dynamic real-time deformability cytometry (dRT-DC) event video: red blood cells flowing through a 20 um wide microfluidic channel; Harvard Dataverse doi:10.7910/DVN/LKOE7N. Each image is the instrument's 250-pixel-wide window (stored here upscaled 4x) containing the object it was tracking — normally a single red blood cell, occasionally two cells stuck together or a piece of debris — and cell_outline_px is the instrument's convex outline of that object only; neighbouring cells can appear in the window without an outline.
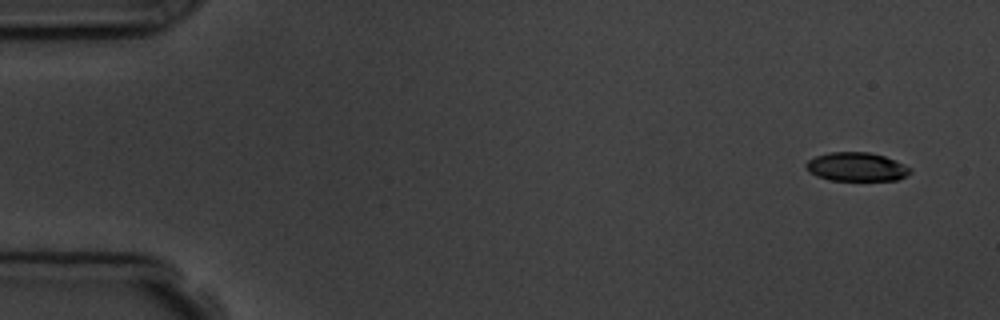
{"species": "common noctule bat (a hibernating species)", "species_latin": "Nyctalus noctula", "temperature_condition": "room temperature", "stored_images_in_passage": 5, "camera_frame_rate_fps": 3000, "um_per_image_px": 0.085, "animal": {"sex": "male", "body_mass_g": 19.5, "forearm_length_mm": 54.6}, "frame": {"image": 1, "passage_image": 1, "time_ms": 0.0, "image_size_px": [1000, 320], "cell_outline_px": [[912, 172], [896, 180], [832, 180], [816, 176], [804, 168], [804, 164], [808, 160], [816, 156], [828, 152], [868, 152], [884, 156], [904, 164], [912, 168]], "centroid_in_image_um": [72.78, 14.18], "position_along_channel_um": 12.2, "area_um2": 17.46}}
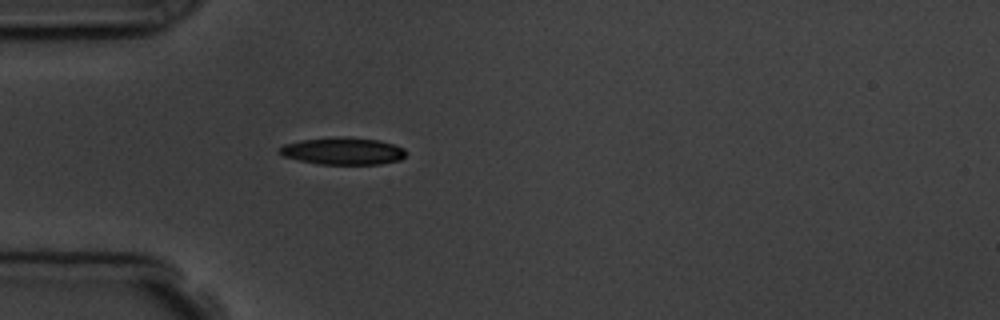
{"frame": {"image": 2, "passage_image": 5, "time_ms": 4.333, "image_size_px": [1000, 320], "cell_outline_px": [[408, 152], [400, 160], [380, 164], [316, 164], [284, 156], [276, 152], [284, 144], [300, 140], [340, 136], [348, 136], [380, 140], [404, 148]], "centroid_in_image_um": [29.16, 12.83], "position_along_channel_um": 55.8, "area_um2": 20.23}}